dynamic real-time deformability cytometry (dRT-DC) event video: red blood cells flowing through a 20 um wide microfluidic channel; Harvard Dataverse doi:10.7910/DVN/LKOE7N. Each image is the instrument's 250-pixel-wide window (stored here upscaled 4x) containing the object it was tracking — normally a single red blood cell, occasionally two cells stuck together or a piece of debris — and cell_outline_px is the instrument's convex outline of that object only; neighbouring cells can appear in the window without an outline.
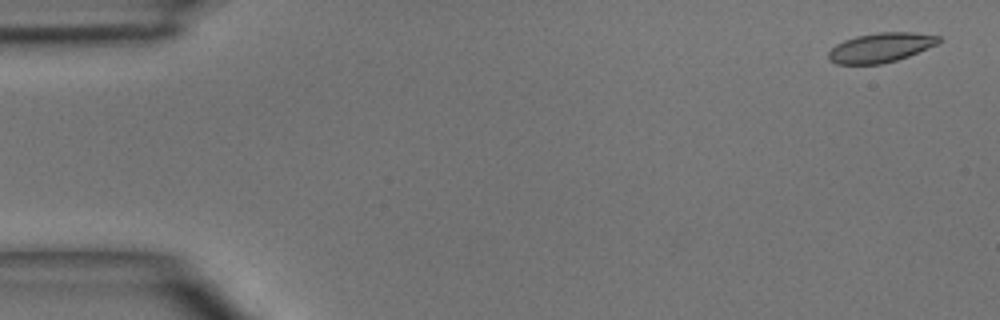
{"species": "common noctule bat (a hibernating species)", "species_latin": "Nyctalus noctula", "temperature_condition": "room temperature", "stored_images_in_passage": 4, "camera_frame_rate_fps": 3000, "um_per_image_px": 0.085, "animal": {"sex": "male", "body_mass_g": 15.6}, "frame": {"image": 1, "passage_image": 1, "time_ms": 0.0, "image_size_px": [1000, 320], "cell_outline_px": [[940, 40], [936, 44], [908, 56], [896, 60], [880, 64], [836, 64], [828, 56], [828, 52], [836, 44], [844, 40], [856, 36], [876, 32], [912, 32], [940, 36]], "centroid_in_image_um": [74.83, 4.03], "position_along_channel_um": 10.2, "area_um2": 18.73}}
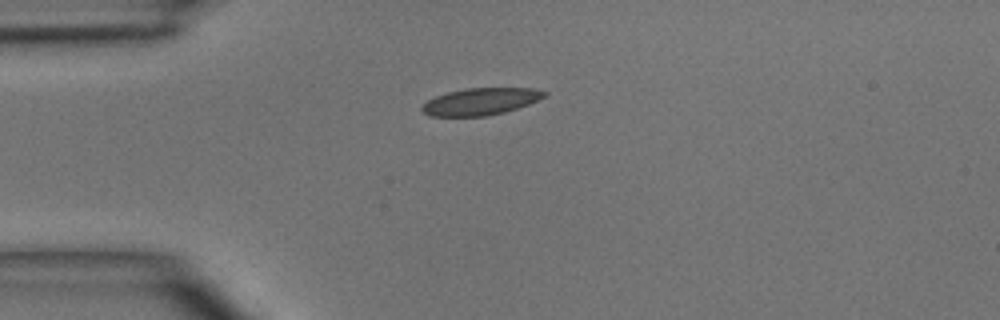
{"frame": {"image": 2, "passage_image": 4, "time_ms": 3.333, "image_size_px": [1000, 320], "cell_outline_px": [[548, 92], [544, 96], [528, 104], [504, 112], [484, 116], [428, 116], [420, 108], [428, 100], [436, 96], [448, 92], [464, 88], [532, 88]], "centroid_in_image_um": [40.82, 8.62], "position_along_channel_um": 44.2, "area_um2": 19.02}}